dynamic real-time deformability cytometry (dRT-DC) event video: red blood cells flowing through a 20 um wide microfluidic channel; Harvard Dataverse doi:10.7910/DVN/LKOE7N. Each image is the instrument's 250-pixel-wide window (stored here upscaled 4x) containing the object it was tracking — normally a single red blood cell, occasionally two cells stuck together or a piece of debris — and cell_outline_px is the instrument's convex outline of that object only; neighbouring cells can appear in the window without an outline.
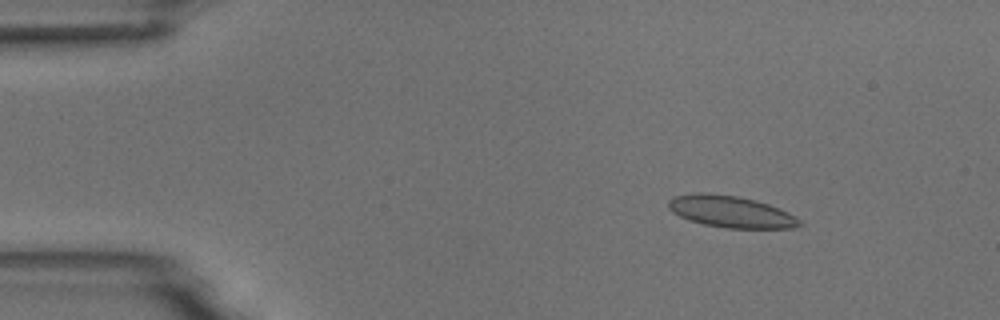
{"species": "common noctule bat (a hibernating species)", "species_latin": "Nyctalus noctula", "temperature_condition": "room temperature", "stored_images_in_passage": 4, "camera_frame_rate_fps": 3000, "um_per_image_px": 0.085, "animal": {"sex": "male", "body_mass_g": 18.8}, "frame": {"image": 1, "passage_image": 2, "time_ms": 2.0, "image_size_px": [1000, 320], "cell_outline_px": [[804, 224], [792, 228], [724, 228], [704, 224], [688, 220], [672, 212], [668, 208], [668, 200], [672, 196], [696, 192], [704, 192], [736, 196], [756, 200], [780, 208], [796, 216]], "centroid_in_image_um": [62.11, 17.99], "position_along_channel_um": 22.9, "area_um2": 24.45}}